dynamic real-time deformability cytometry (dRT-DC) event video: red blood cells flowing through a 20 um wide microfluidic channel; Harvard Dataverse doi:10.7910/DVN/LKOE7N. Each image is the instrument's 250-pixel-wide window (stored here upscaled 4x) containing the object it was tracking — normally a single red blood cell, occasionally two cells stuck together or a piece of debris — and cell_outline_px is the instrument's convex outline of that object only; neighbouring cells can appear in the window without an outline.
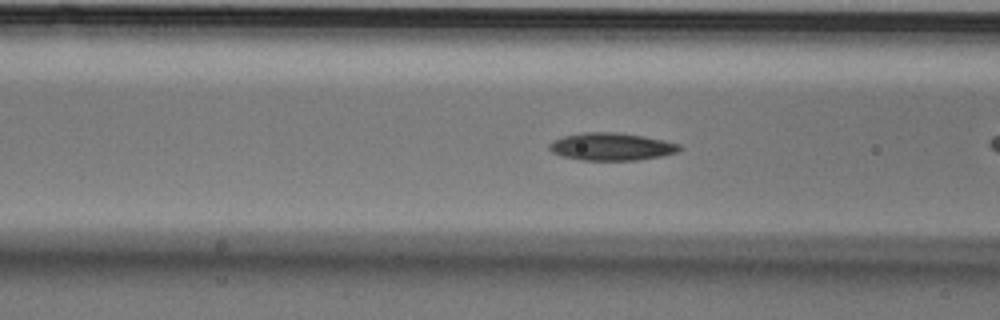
{"species": "Egyptian fruit bat (a non-hibernating species)", "species_latin": "Rousettus aegyptiacus", "temperature_condition": "cold", "stored_images_in_passage": 22, "camera_frame_rate_fps": 3000, "um_per_image_px": 0.085, "animal": {"sex": "male"}, "frame": {"image": 1, "passage_image": 19, "time_ms": 6.0, "image_size_px": [1000, 320], "cell_outline_px": [[680, 148], [676, 152], [660, 156], [636, 160], [580, 160], [564, 156], [552, 152], [548, 148], [548, 144], [552, 140], [564, 136], [584, 132], [616, 132], [644, 136], [664, 140], [680, 144]], "centroid_in_image_um": [51.93, 12.46], "position_along_channel_um": 114.7, "area_um2": 20.81}}